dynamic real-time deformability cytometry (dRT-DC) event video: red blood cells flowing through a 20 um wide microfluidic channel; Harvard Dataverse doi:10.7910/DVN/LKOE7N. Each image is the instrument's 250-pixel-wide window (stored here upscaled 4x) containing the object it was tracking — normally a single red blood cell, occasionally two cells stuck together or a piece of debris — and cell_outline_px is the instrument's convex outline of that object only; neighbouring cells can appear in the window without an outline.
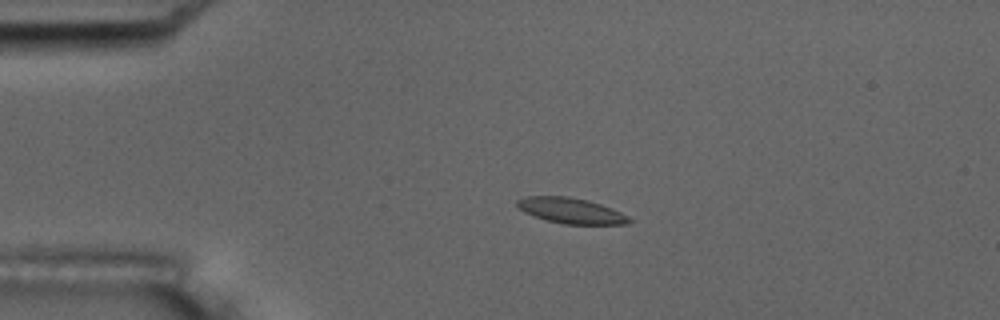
{"species": "common noctule bat (a hibernating species)", "species_latin": "Nyctalus noctula", "temperature_condition": "room temperature", "stored_images_in_passage": 2, "camera_frame_rate_fps": 3000, "um_per_image_px": 0.085, "animal": {"sex": "male", "body_mass_g": 17.5, "forearm_length_mm": 52.3}, "frame": {"image": 1, "passage_image": 1, "time_ms": 0.0, "image_size_px": [1000, 320], "cell_outline_px": [[632, 220], [628, 224], [564, 224], [548, 220], [524, 212], [516, 204], [516, 200], [524, 196], [568, 196], [588, 200], [612, 208], [628, 216]], "centroid_in_image_um": [48.54, 17.89], "position_along_channel_um": 36.5, "area_um2": 16.59}}